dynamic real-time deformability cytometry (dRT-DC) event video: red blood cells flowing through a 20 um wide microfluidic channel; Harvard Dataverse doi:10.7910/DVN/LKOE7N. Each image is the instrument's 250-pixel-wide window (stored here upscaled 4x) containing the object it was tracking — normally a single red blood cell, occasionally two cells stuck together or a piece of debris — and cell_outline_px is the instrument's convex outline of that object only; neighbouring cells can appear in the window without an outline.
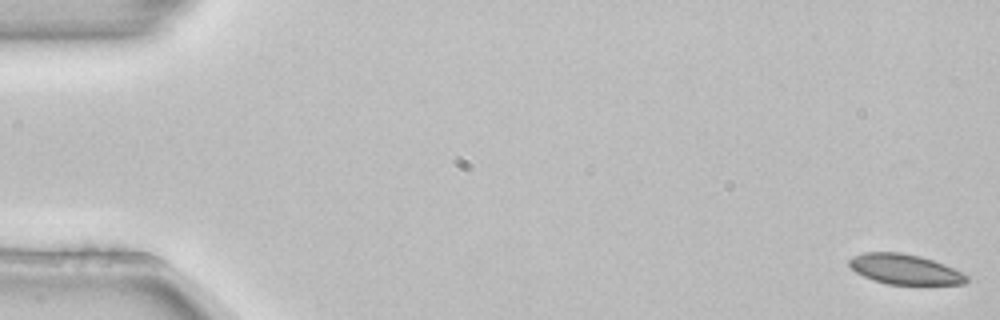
{"species": "common noctule bat (a hibernating species)", "species_latin": "Nyctalus noctula", "temperature_condition": "room temperature", "stored_images_in_passage": 4, "camera_frame_rate_fps": 3000, "um_per_image_px": 0.085, "animal": {"sex": "female", "body_mass_g": 22.7, "forearm_length_mm": 54.2}, "frame": {"image": 1, "passage_image": 1, "time_ms": 0.0, "image_size_px": [1000, 320], "cell_outline_px": [[968, 280], [964, 284], [888, 284], [872, 280], [856, 272], [848, 264], [848, 260], [852, 256], [864, 252], [900, 252], [920, 256], [944, 264], [968, 276]], "centroid_in_image_um": [76.87, 22.88], "position_along_channel_um": 8.1, "area_um2": 20.46}}
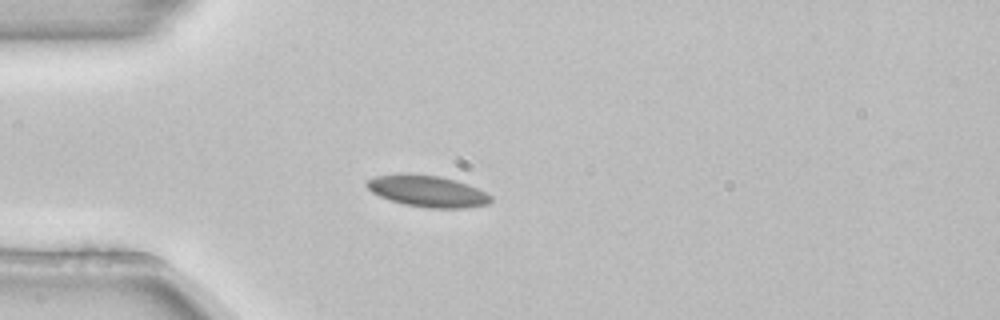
{"frame": {"image": 2, "passage_image": 4, "time_ms": 1.0, "image_size_px": [1000, 320], "cell_outline_px": [[492, 200], [488, 204], [464, 208], [428, 208], [404, 204], [380, 196], [372, 192], [364, 184], [364, 180], [376, 176], [408, 172], [440, 176], [456, 180], [468, 184], [492, 196]], "centroid_in_image_um": [36.3, 16.23], "position_along_channel_um": 48.7, "area_um2": 22.95}}